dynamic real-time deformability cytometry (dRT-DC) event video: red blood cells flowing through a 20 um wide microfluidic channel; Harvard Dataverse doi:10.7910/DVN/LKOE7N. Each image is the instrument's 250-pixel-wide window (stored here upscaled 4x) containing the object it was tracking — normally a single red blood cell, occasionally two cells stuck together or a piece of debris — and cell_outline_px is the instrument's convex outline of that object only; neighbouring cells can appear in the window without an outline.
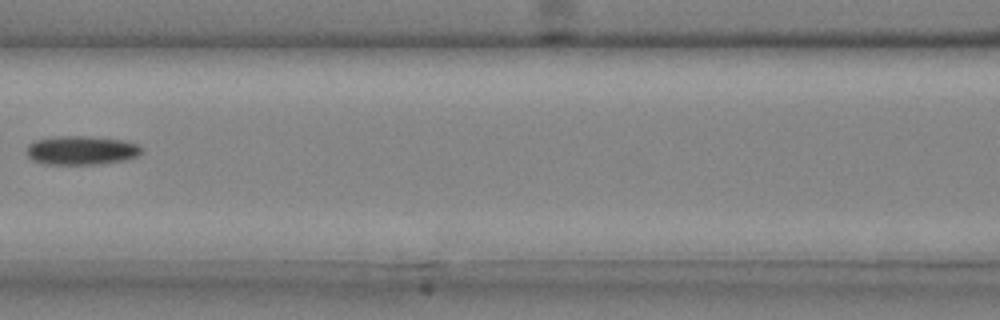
{"species": "common noctule bat (a hibernating species)", "species_latin": "Nyctalus noctula", "temperature_condition": "cold", "stored_images_in_passage": 5, "camera_frame_rate_fps": 3000, "um_per_image_px": 0.085, "animal": {"sex": "male", "body_mass_g": 20.4}, "frame": {"image": 1, "passage_image": 5, "time_ms": 1.333, "image_size_px": [1000, 320], "cell_outline_px": [[144, 148], [140, 156], [124, 160], [104, 164], [44, 164], [32, 160], [28, 156], [28, 144], [36, 140], [56, 136], [84, 136], [124, 140], [140, 144]], "centroid_in_image_um": [6.99, 12.78], "position_along_channel_um": 159.6, "area_um2": 19.59}}